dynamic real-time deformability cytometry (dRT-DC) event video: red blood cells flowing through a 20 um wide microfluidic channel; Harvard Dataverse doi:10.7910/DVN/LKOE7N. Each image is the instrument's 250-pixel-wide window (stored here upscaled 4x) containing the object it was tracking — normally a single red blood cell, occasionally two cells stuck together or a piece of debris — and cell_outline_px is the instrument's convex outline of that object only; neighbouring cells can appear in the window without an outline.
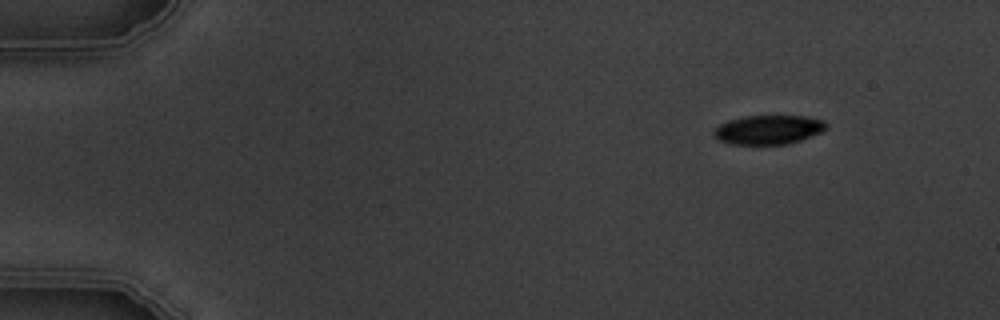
{"species": "common noctule bat (a hibernating species)", "species_latin": "Nyctalus noctula", "temperature_condition": "warm", "stored_images_in_passage": 4, "camera_frame_rate_fps": 3000, "um_per_image_px": 0.085, "animal": {"sex": "male", "body_mass_g": 19.5, "forearm_length_mm": 54.6}, "frame": {"image": 1, "passage_image": 1, "time_ms": 0.0, "image_size_px": [1000, 320], "cell_outline_px": [[828, 128], [820, 132], [800, 140], [788, 144], [732, 144], [720, 140], [712, 132], [720, 124], [728, 120], [744, 116], [804, 116], [824, 120], [828, 124]], "centroid_in_image_um": [65.34, 11.01], "position_along_channel_um": 19.7, "area_um2": 18.96}}
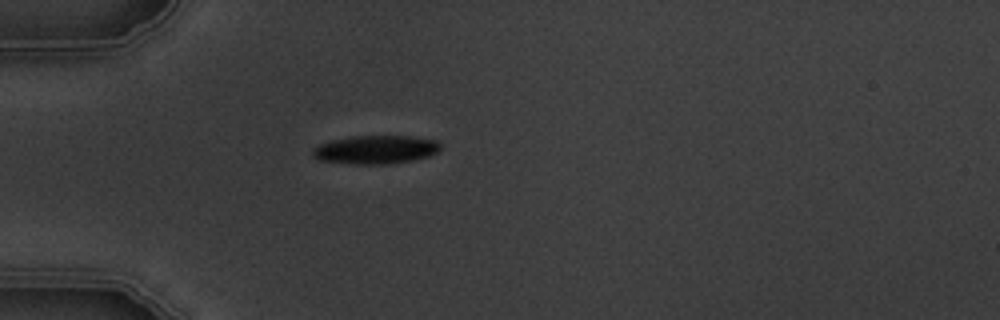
{"frame": {"image": 2, "passage_image": 4, "time_ms": 3.333, "image_size_px": [1000, 320], "cell_outline_px": [[440, 148], [436, 152], [428, 156], [412, 160], [388, 164], [352, 164], [320, 160], [312, 156], [312, 148], [320, 144], [332, 140], [356, 136], [412, 136], [436, 140], [440, 144]], "centroid_in_image_um": [31.91, 12.72], "position_along_channel_um": 53.1, "area_um2": 21.1}}